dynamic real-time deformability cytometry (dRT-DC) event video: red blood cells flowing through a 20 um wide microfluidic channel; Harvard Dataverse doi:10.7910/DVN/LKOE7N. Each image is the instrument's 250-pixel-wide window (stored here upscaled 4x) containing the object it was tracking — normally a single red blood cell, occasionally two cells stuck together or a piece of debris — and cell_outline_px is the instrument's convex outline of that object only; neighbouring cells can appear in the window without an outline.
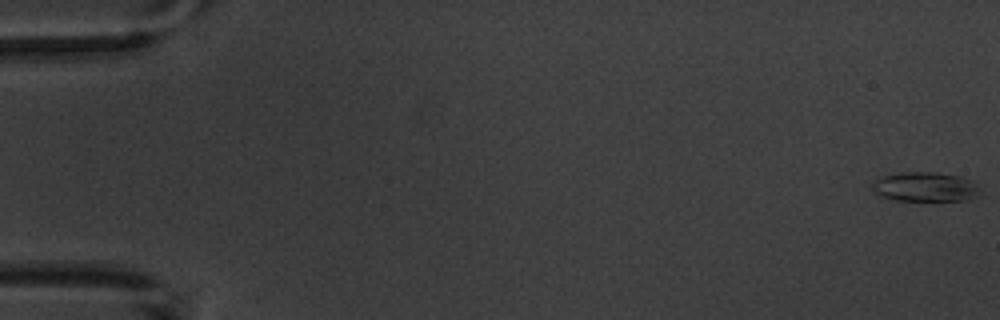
{"species": "common noctule bat (a hibernating species)", "species_latin": "Nyctalus noctula", "temperature_condition": "warm", "stored_images_in_passage": 6, "camera_frame_rate_fps": 3000, "um_per_image_px": 0.085, "animal": {"sex": "male", "body_mass_g": 20.1, "forearm_length_mm": 53.5}, "frame": {"image": 1, "passage_image": 1, "time_ms": 0.0, "image_size_px": [1000, 320], "cell_outline_px": [[984, 196], [968, 200], [896, 200], [880, 196], [872, 188], [872, 180], [880, 176], [904, 172], [936, 172], [960, 176], [976, 180]], "centroid_in_image_um": [78.74, 15.88], "position_along_channel_um": 6.3, "area_um2": 19.07}}
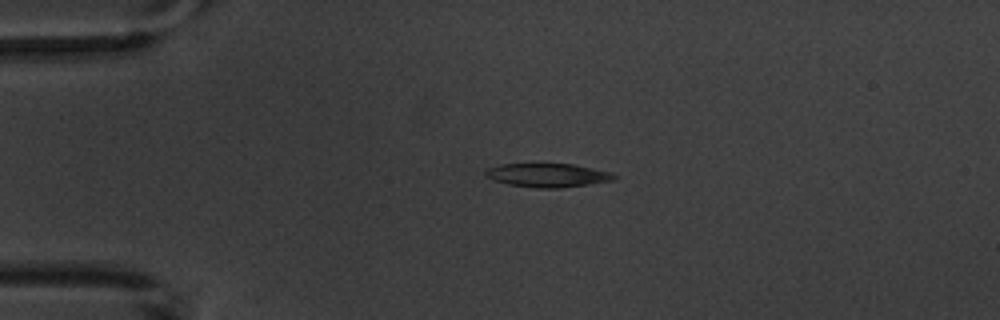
{"frame": {"image": 2, "passage_image": 4, "time_ms": 4.333, "image_size_px": [1000, 320], "cell_outline_px": [[616, 180], [560, 188], [536, 188], [508, 184], [492, 180], [484, 176], [484, 172], [488, 168], [500, 164], [572, 164], [608, 172], [616, 176]], "centroid_in_image_um": [46.49, 14.9], "position_along_channel_um": 38.5, "area_um2": 17.63}}